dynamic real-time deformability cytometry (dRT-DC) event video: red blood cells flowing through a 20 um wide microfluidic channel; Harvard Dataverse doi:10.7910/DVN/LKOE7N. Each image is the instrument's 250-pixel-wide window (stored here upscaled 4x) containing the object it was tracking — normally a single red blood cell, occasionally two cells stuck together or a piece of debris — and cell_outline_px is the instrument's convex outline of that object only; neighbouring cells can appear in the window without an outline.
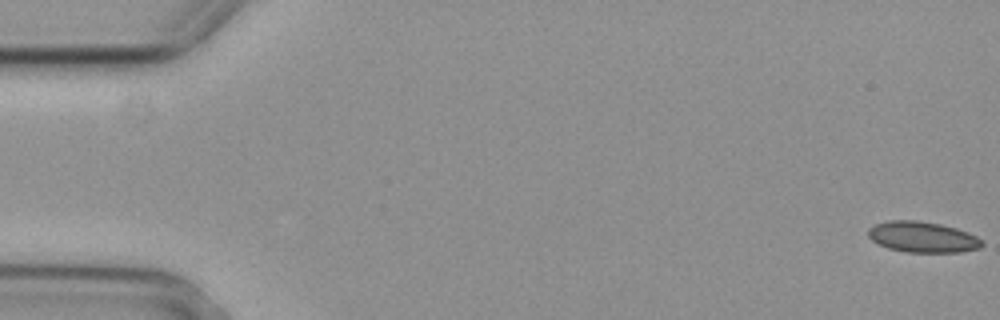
{"species": "common noctule bat (a hibernating species)", "species_latin": "Nyctalus noctula", "temperature_condition": "cold", "stored_images_in_passage": 6, "segment_of_instrument_passage": [1, 2], "camera_frame_rate_fps": 3000, "um_per_image_px": 0.085, "animal": {"sex": "female", "body_mass_g": 29.2, "forearm_length_mm": 56.3}, "frame": {"image": 1, "passage_image": 1, "time_ms": 0.0, "image_size_px": [1000, 320], "cell_outline_px": [[984, 244], [980, 248], [960, 252], [908, 252], [888, 248], [876, 244], [868, 236], [868, 228], [876, 224], [888, 220], [916, 220], [940, 224], [956, 228], [968, 232], [976, 236]], "centroid_in_image_um": [78.39, 20.14], "position_along_channel_um": 6.6, "area_um2": 20.46}}